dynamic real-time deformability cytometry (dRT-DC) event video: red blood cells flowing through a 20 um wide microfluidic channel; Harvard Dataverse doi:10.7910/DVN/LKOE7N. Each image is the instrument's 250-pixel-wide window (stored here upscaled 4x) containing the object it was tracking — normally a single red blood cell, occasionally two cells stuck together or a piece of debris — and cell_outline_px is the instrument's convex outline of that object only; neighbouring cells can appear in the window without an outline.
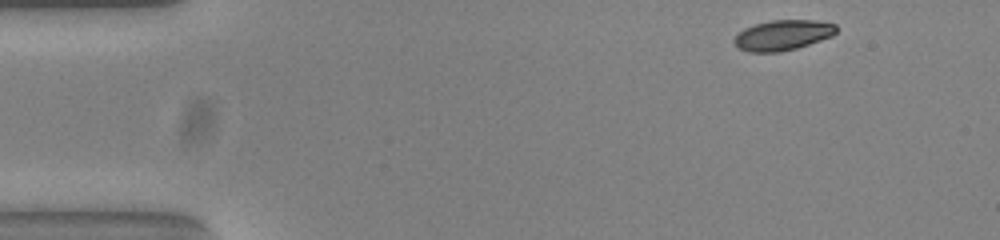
{"species": "common noctule bat (a hibernating species)", "species_latin": "Nyctalus noctula", "temperature_condition": "warm", "stored_images_in_passage": 49, "camera_frame_rate_fps": 3000, "um_per_image_px": 0.085, "animal": {"sex": "female", "body_mass_g": 23.0, "forearm_length_mm": 53.4}, "frame": {"image": 1, "passage_image": 1, "time_ms": 0.0, "image_size_px": [1000, 240], "cell_outline_px": [[836, 32], [832, 36], [796, 48], [780, 52], [748, 52], [740, 48], [732, 40], [744, 28], [756, 24], [772, 20], [816, 20], [836, 24]], "centroid_in_image_um": [66.54, 2.98], "position_along_channel_um": 18.5, "area_um2": 17.86}}
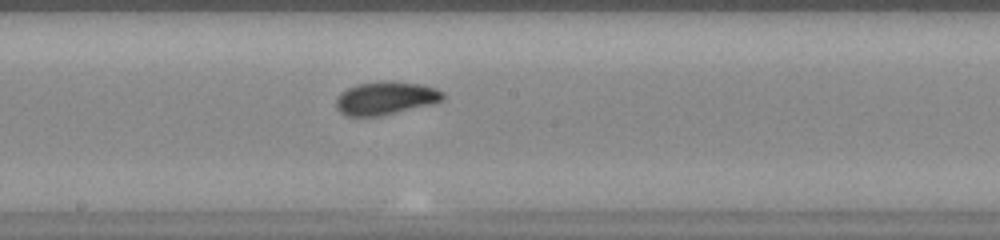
{"frame": {"image": 2, "passage_image": 24, "time_ms": 7.667, "image_size_px": [1000, 240], "cell_outline_px": [[444, 100], [436, 104], [380, 116], [348, 116], [340, 112], [336, 108], [336, 100], [340, 92], [356, 84], [388, 80], [424, 84], [436, 88], [444, 92]], "centroid_in_image_um": [32.83, 8.34], "position_along_channel_um": 215.4, "area_um2": 21.1}}
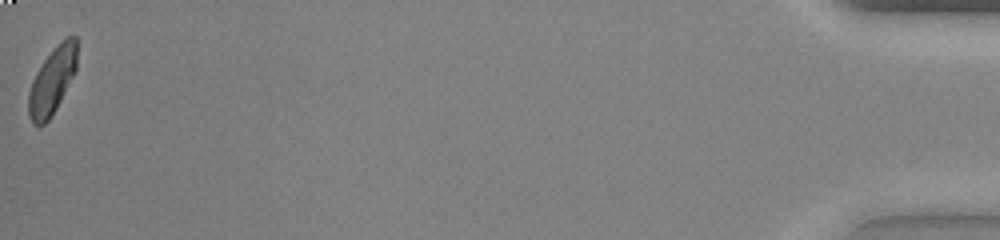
{"frame": {"image": 3, "passage_image": 49, "time_ms": 16.0, "image_size_px": [1000, 240], "cell_outline_px": [[76, 72], [56, 108], [48, 120], [44, 124], [32, 124], [28, 116], [28, 92], [32, 80], [36, 72], [44, 60], [60, 40], [68, 36], [76, 36]], "centroid_in_image_um": [4.42, 6.86], "position_along_channel_um": 430.8, "area_um2": 18.79}, "authors_computed_cell_mechanics": {"area_um2": 19.4208, "velocity_mm_per_s": 3.8125, "shape_relaxation_time_tau1_ms": 4.0005, "shape_relaxation_time_tau2_ms": 1.593, "deformation_change_tau1": 0.1722, "deformation_change_tau2": 0.066}}